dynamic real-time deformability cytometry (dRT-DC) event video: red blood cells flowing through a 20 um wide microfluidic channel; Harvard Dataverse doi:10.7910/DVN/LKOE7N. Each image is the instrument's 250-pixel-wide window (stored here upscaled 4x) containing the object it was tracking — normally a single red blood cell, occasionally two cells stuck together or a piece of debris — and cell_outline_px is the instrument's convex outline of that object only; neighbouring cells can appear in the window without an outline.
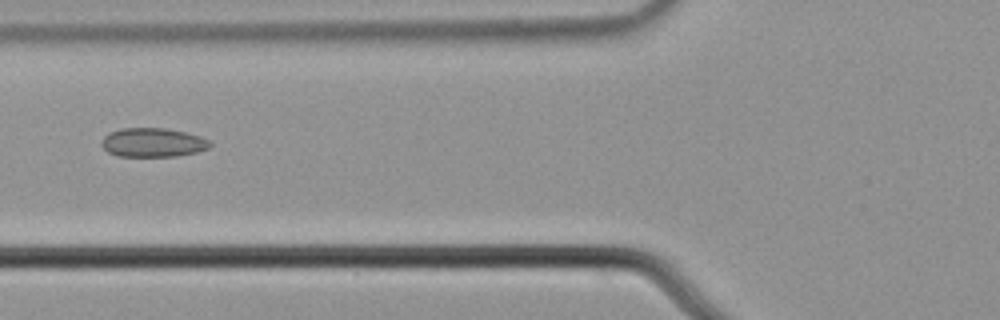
{"species": "common noctule bat (a hibernating species)", "species_latin": "Nyctalus noctula", "temperature_condition": "cold", "stored_images_in_passage": 3, "camera_frame_rate_fps": 3000, "um_per_image_px": 0.085, "animal": {"sex": "male", "body_mass_g": 21.5, "forearm_length_mm": 52.0}, "frame": {"image": 1, "passage_image": 3, "time_ms": 0.667, "image_size_px": [1000, 320], "cell_outline_px": [[212, 144], [208, 148], [196, 152], [176, 156], [116, 156], [108, 152], [100, 144], [104, 136], [108, 132], [120, 128], [164, 128], [184, 132], [200, 136], [208, 140]], "centroid_in_image_um": [12.95, 12.11], "position_along_channel_um": 112.8, "area_um2": 18.32}}